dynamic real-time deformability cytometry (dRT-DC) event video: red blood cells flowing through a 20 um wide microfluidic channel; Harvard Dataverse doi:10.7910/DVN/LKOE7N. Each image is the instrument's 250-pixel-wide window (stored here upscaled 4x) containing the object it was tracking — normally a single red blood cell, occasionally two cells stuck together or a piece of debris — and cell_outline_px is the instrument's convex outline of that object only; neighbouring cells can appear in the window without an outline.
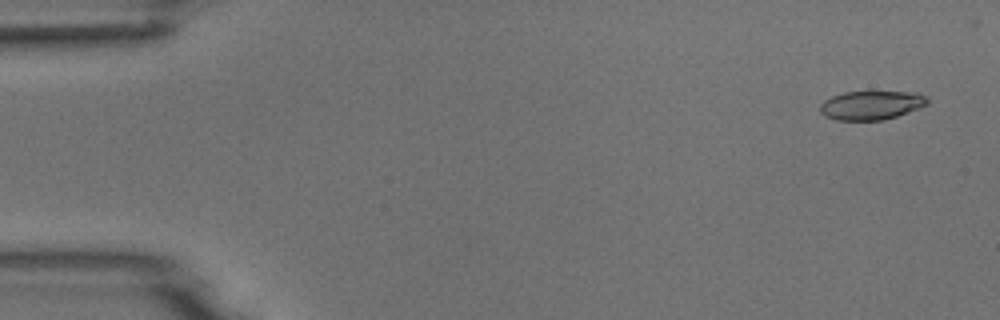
{"species": "common noctule bat (a hibernating species)", "species_latin": "Nyctalus noctula", "temperature_condition": "room temperature", "stored_images_in_passage": 4, "camera_frame_rate_fps": 3000, "um_per_image_px": 0.085, "animal": {"sex": "male", "body_mass_g": 18.8}, "frame": {"image": 1, "passage_image": 1, "time_ms": 0.0, "image_size_px": [1000, 320], "cell_outline_px": [[928, 104], [920, 108], [884, 120], [836, 120], [824, 116], [820, 112], [820, 104], [824, 100], [832, 96], [844, 92], [916, 92], [924, 96], [928, 100]], "centroid_in_image_um": [74.04, 8.95], "position_along_channel_um": 11.0, "area_um2": 18.03}}
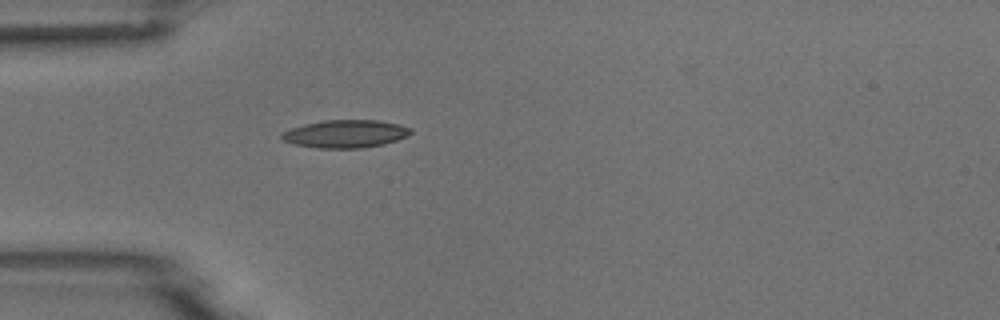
{"frame": {"image": 2, "passage_image": 4, "time_ms": 4.333, "image_size_px": [1000, 320], "cell_outline_px": [[412, 132], [408, 136], [384, 144], [364, 148], [320, 148], [296, 144], [284, 140], [280, 136], [284, 132], [292, 128], [304, 124], [324, 120], [380, 120], [412, 128]], "centroid_in_image_um": [29.41, 11.37], "position_along_channel_um": 55.6, "area_um2": 20.75}}